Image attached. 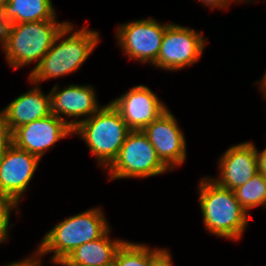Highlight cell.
<instances>
[{
	"label": "cell",
	"instance_id": "obj_23",
	"mask_svg": "<svg viewBox=\"0 0 266 266\" xmlns=\"http://www.w3.org/2000/svg\"><path fill=\"white\" fill-rule=\"evenodd\" d=\"M11 23L6 19L4 8L0 5V46L2 47L9 36Z\"/></svg>",
	"mask_w": 266,
	"mask_h": 266
},
{
	"label": "cell",
	"instance_id": "obj_29",
	"mask_svg": "<svg viewBox=\"0 0 266 266\" xmlns=\"http://www.w3.org/2000/svg\"><path fill=\"white\" fill-rule=\"evenodd\" d=\"M8 2H9V0H0V5L4 6Z\"/></svg>",
	"mask_w": 266,
	"mask_h": 266
},
{
	"label": "cell",
	"instance_id": "obj_6",
	"mask_svg": "<svg viewBox=\"0 0 266 266\" xmlns=\"http://www.w3.org/2000/svg\"><path fill=\"white\" fill-rule=\"evenodd\" d=\"M108 181L150 178L170 170L161 162L154 146L141 130H131L114 161L105 169Z\"/></svg>",
	"mask_w": 266,
	"mask_h": 266
},
{
	"label": "cell",
	"instance_id": "obj_18",
	"mask_svg": "<svg viewBox=\"0 0 266 266\" xmlns=\"http://www.w3.org/2000/svg\"><path fill=\"white\" fill-rule=\"evenodd\" d=\"M237 201L250 214V209L259 206L266 208V178L256 173L246 184L233 190Z\"/></svg>",
	"mask_w": 266,
	"mask_h": 266
},
{
	"label": "cell",
	"instance_id": "obj_22",
	"mask_svg": "<svg viewBox=\"0 0 266 266\" xmlns=\"http://www.w3.org/2000/svg\"><path fill=\"white\" fill-rule=\"evenodd\" d=\"M13 145V131L0 115V158Z\"/></svg>",
	"mask_w": 266,
	"mask_h": 266
},
{
	"label": "cell",
	"instance_id": "obj_24",
	"mask_svg": "<svg viewBox=\"0 0 266 266\" xmlns=\"http://www.w3.org/2000/svg\"><path fill=\"white\" fill-rule=\"evenodd\" d=\"M32 253L33 254L29 255V257L27 256V258L25 257L23 260L13 261L4 266H43L41 262L42 257L36 251Z\"/></svg>",
	"mask_w": 266,
	"mask_h": 266
},
{
	"label": "cell",
	"instance_id": "obj_25",
	"mask_svg": "<svg viewBox=\"0 0 266 266\" xmlns=\"http://www.w3.org/2000/svg\"><path fill=\"white\" fill-rule=\"evenodd\" d=\"M202 4H204L205 7H209L210 9H221L226 10L228 8V5L230 7L231 3H236L235 0H198Z\"/></svg>",
	"mask_w": 266,
	"mask_h": 266
},
{
	"label": "cell",
	"instance_id": "obj_4",
	"mask_svg": "<svg viewBox=\"0 0 266 266\" xmlns=\"http://www.w3.org/2000/svg\"><path fill=\"white\" fill-rule=\"evenodd\" d=\"M130 131L120 112L109 102L81 122L73 130V136L86 143L97 166L105 170L117 157Z\"/></svg>",
	"mask_w": 266,
	"mask_h": 266
},
{
	"label": "cell",
	"instance_id": "obj_2",
	"mask_svg": "<svg viewBox=\"0 0 266 266\" xmlns=\"http://www.w3.org/2000/svg\"><path fill=\"white\" fill-rule=\"evenodd\" d=\"M198 194L204 230L216 237L241 240L250 215L237 201L234 191L219 186L211 176H204L199 181Z\"/></svg>",
	"mask_w": 266,
	"mask_h": 266
},
{
	"label": "cell",
	"instance_id": "obj_3",
	"mask_svg": "<svg viewBox=\"0 0 266 266\" xmlns=\"http://www.w3.org/2000/svg\"><path fill=\"white\" fill-rule=\"evenodd\" d=\"M110 228L102 208H91L55 224L35 251L41 257L53 252L50 263L59 265L77 247L101 238Z\"/></svg>",
	"mask_w": 266,
	"mask_h": 266
},
{
	"label": "cell",
	"instance_id": "obj_19",
	"mask_svg": "<svg viewBox=\"0 0 266 266\" xmlns=\"http://www.w3.org/2000/svg\"><path fill=\"white\" fill-rule=\"evenodd\" d=\"M149 245L126 240L117 250L113 266H148Z\"/></svg>",
	"mask_w": 266,
	"mask_h": 266
},
{
	"label": "cell",
	"instance_id": "obj_17",
	"mask_svg": "<svg viewBox=\"0 0 266 266\" xmlns=\"http://www.w3.org/2000/svg\"><path fill=\"white\" fill-rule=\"evenodd\" d=\"M3 8L11 24L57 20L52 0H9Z\"/></svg>",
	"mask_w": 266,
	"mask_h": 266
},
{
	"label": "cell",
	"instance_id": "obj_8",
	"mask_svg": "<svg viewBox=\"0 0 266 266\" xmlns=\"http://www.w3.org/2000/svg\"><path fill=\"white\" fill-rule=\"evenodd\" d=\"M168 24L160 23L151 17L118 24L115 29L116 43L129 60L152 66L158 58Z\"/></svg>",
	"mask_w": 266,
	"mask_h": 266
},
{
	"label": "cell",
	"instance_id": "obj_28",
	"mask_svg": "<svg viewBox=\"0 0 266 266\" xmlns=\"http://www.w3.org/2000/svg\"><path fill=\"white\" fill-rule=\"evenodd\" d=\"M251 1H254V2H255V0H237L236 3H238V4H239L240 2H241V3H242V2H243V3H250Z\"/></svg>",
	"mask_w": 266,
	"mask_h": 266
},
{
	"label": "cell",
	"instance_id": "obj_13",
	"mask_svg": "<svg viewBox=\"0 0 266 266\" xmlns=\"http://www.w3.org/2000/svg\"><path fill=\"white\" fill-rule=\"evenodd\" d=\"M111 104L120 112L129 129L137 131L143 130L168 109L149 87L142 84L130 87Z\"/></svg>",
	"mask_w": 266,
	"mask_h": 266
},
{
	"label": "cell",
	"instance_id": "obj_7",
	"mask_svg": "<svg viewBox=\"0 0 266 266\" xmlns=\"http://www.w3.org/2000/svg\"><path fill=\"white\" fill-rule=\"evenodd\" d=\"M203 32L183 25L169 23L166 26L156 62V69L179 71L193 66L203 55L207 44Z\"/></svg>",
	"mask_w": 266,
	"mask_h": 266
},
{
	"label": "cell",
	"instance_id": "obj_1",
	"mask_svg": "<svg viewBox=\"0 0 266 266\" xmlns=\"http://www.w3.org/2000/svg\"><path fill=\"white\" fill-rule=\"evenodd\" d=\"M74 28L73 22H69L61 30L49 51L29 72L28 82L40 85L45 80L70 75L80 69L101 39L98 31L85 25Z\"/></svg>",
	"mask_w": 266,
	"mask_h": 266
},
{
	"label": "cell",
	"instance_id": "obj_10",
	"mask_svg": "<svg viewBox=\"0 0 266 266\" xmlns=\"http://www.w3.org/2000/svg\"><path fill=\"white\" fill-rule=\"evenodd\" d=\"M94 89L92 85L86 84H68L61 89L60 85H53L49 91L50 113L59 117L74 130L102 107L98 103Z\"/></svg>",
	"mask_w": 266,
	"mask_h": 266
},
{
	"label": "cell",
	"instance_id": "obj_27",
	"mask_svg": "<svg viewBox=\"0 0 266 266\" xmlns=\"http://www.w3.org/2000/svg\"><path fill=\"white\" fill-rule=\"evenodd\" d=\"M261 80L255 82V84L259 85V91L262 92L263 98L266 99V70L264 75L262 76Z\"/></svg>",
	"mask_w": 266,
	"mask_h": 266
},
{
	"label": "cell",
	"instance_id": "obj_16",
	"mask_svg": "<svg viewBox=\"0 0 266 266\" xmlns=\"http://www.w3.org/2000/svg\"><path fill=\"white\" fill-rule=\"evenodd\" d=\"M111 228L99 239L77 247L58 266H113L117 250L125 239H113Z\"/></svg>",
	"mask_w": 266,
	"mask_h": 266
},
{
	"label": "cell",
	"instance_id": "obj_11",
	"mask_svg": "<svg viewBox=\"0 0 266 266\" xmlns=\"http://www.w3.org/2000/svg\"><path fill=\"white\" fill-rule=\"evenodd\" d=\"M142 131L154 146L158 158L170 172L185 163L186 139L169 108Z\"/></svg>",
	"mask_w": 266,
	"mask_h": 266
},
{
	"label": "cell",
	"instance_id": "obj_14",
	"mask_svg": "<svg viewBox=\"0 0 266 266\" xmlns=\"http://www.w3.org/2000/svg\"><path fill=\"white\" fill-rule=\"evenodd\" d=\"M219 176L212 178L219 186L234 190L246 184L258 173V160L255 145L245 141L230 146L218 161Z\"/></svg>",
	"mask_w": 266,
	"mask_h": 266
},
{
	"label": "cell",
	"instance_id": "obj_12",
	"mask_svg": "<svg viewBox=\"0 0 266 266\" xmlns=\"http://www.w3.org/2000/svg\"><path fill=\"white\" fill-rule=\"evenodd\" d=\"M73 136L72 128L56 115L35 120L13 131V145L37 156L40 160L56 142Z\"/></svg>",
	"mask_w": 266,
	"mask_h": 266
},
{
	"label": "cell",
	"instance_id": "obj_9",
	"mask_svg": "<svg viewBox=\"0 0 266 266\" xmlns=\"http://www.w3.org/2000/svg\"><path fill=\"white\" fill-rule=\"evenodd\" d=\"M39 162L37 156L12 145L0 158V199L19 208Z\"/></svg>",
	"mask_w": 266,
	"mask_h": 266
},
{
	"label": "cell",
	"instance_id": "obj_20",
	"mask_svg": "<svg viewBox=\"0 0 266 266\" xmlns=\"http://www.w3.org/2000/svg\"><path fill=\"white\" fill-rule=\"evenodd\" d=\"M15 211L18 216V208L10 201L0 199V244L8 241L9 239V231L10 228L12 227L13 224H10V218L11 214L13 213L12 211Z\"/></svg>",
	"mask_w": 266,
	"mask_h": 266
},
{
	"label": "cell",
	"instance_id": "obj_26",
	"mask_svg": "<svg viewBox=\"0 0 266 266\" xmlns=\"http://www.w3.org/2000/svg\"><path fill=\"white\" fill-rule=\"evenodd\" d=\"M255 150L258 160V172L264 175V177L266 178V148L260 151L255 147Z\"/></svg>",
	"mask_w": 266,
	"mask_h": 266
},
{
	"label": "cell",
	"instance_id": "obj_21",
	"mask_svg": "<svg viewBox=\"0 0 266 266\" xmlns=\"http://www.w3.org/2000/svg\"><path fill=\"white\" fill-rule=\"evenodd\" d=\"M173 257L169 249L149 247L148 266H173Z\"/></svg>",
	"mask_w": 266,
	"mask_h": 266
},
{
	"label": "cell",
	"instance_id": "obj_15",
	"mask_svg": "<svg viewBox=\"0 0 266 266\" xmlns=\"http://www.w3.org/2000/svg\"><path fill=\"white\" fill-rule=\"evenodd\" d=\"M23 94L13 99L8 105L0 110V115L11 127L16 128L49 116L50 113V92L45 94L40 85L34 83Z\"/></svg>",
	"mask_w": 266,
	"mask_h": 266
},
{
	"label": "cell",
	"instance_id": "obj_5",
	"mask_svg": "<svg viewBox=\"0 0 266 266\" xmlns=\"http://www.w3.org/2000/svg\"><path fill=\"white\" fill-rule=\"evenodd\" d=\"M69 21L45 20L11 24L2 52L10 68L19 69L42 60Z\"/></svg>",
	"mask_w": 266,
	"mask_h": 266
}]
</instances>
